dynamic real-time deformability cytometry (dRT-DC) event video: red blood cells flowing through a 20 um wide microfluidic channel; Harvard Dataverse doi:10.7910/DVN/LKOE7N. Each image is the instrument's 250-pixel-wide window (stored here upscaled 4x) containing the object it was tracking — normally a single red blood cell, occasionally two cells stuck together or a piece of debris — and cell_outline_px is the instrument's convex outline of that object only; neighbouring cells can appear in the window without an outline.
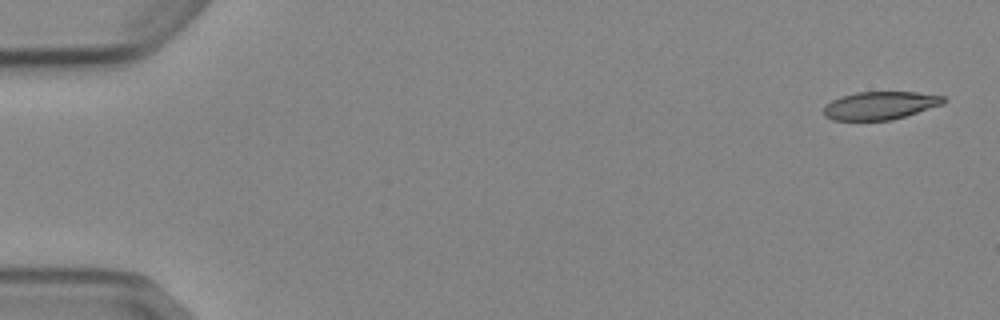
{"species": "Egyptian fruit bat (a non-hibernating species)", "species_latin": "Rousettus aegyptiacus", "temperature_condition": "cold", "stored_images_in_passage": 5, "camera_frame_rate_fps": 3000, "um_per_image_px": 0.085, "animal": {"sex": "female"}, "frame": {"image": 1, "passage_image": 1, "time_ms": 0.0, "image_size_px": [1000, 320], "cell_outline_px": [[948, 100], [944, 104], [892, 120], [832, 120], [824, 116], [824, 108], [832, 100], [840, 96], [856, 92], [916, 92], [944, 96]], "centroid_in_image_um": [74.84, 8.96], "position_along_channel_um": 10.2, "area_um2": 19.59}}
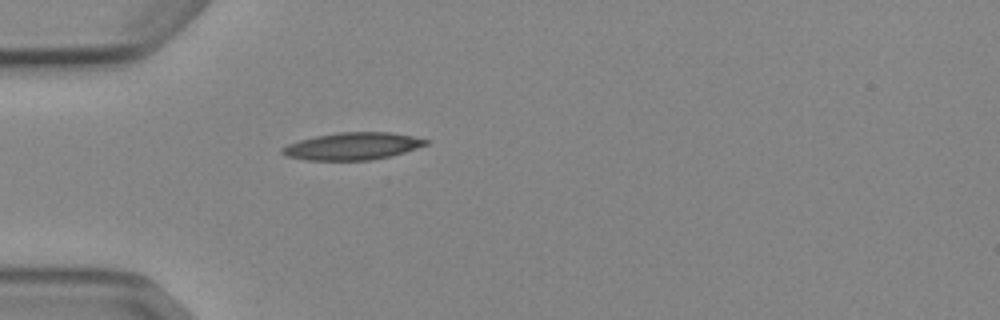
{"frame": {"image": 2, "passage_image": 5, "time_ms": 4.667, "image_size_px": [1000, 320], "cell_outline_px": [[428, 144], [404, 152], [372, 160], [304, 160], [284, 156], [280, 152], [280, 148], [288, 144], [300, 140], [316, 136], [340, 132], [392, 132], [412, 136], [428, 140]], "centroid_in_image_um": [29.92, 12.43], "position_along_channel_um": 55.1, "area_um2": 22.77}}